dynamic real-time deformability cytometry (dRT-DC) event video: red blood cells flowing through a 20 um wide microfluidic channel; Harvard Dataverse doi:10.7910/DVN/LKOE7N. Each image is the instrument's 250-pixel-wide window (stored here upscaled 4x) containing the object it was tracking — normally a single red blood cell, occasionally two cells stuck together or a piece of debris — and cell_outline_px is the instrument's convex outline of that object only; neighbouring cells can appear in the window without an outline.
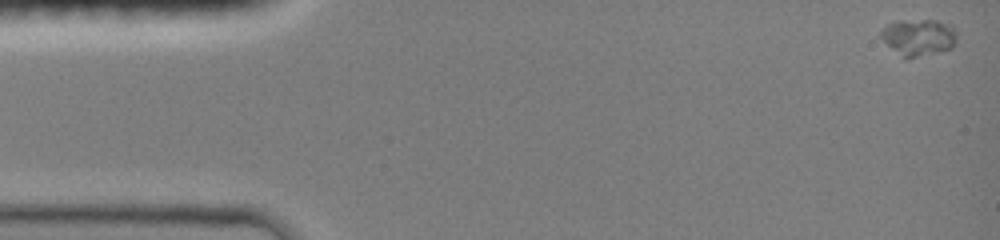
{"species": "common noctule bat (a hibernating species)", "species_latin": "Nyctalus noctula", "temperature_condition": "room temperature", "stored_images_in_passage": 10, "camera_frame_rate_fps": 3000, "um_per_image_px": 0.085, "animal": {"sex": "female", "body_mass_g": 19.0, "forearm_length_mm": 51.5}, "frame": {"image": 1, "passage_image": 1, "time_ms": 0.0, "image_size_px": [1000, 240], "cell_outline_px": [[956, 44], [952, 48], [916, 56], [904, 56], [892, 48], [880, 36], [880, 32], [888, 24], [900, 20], [936, 20], [952, 24], [956, 32]], "centroid_in_image_um": [78.14, 3.11], "position_along_channel_um": 6.9, "area_um2": 15.78}}
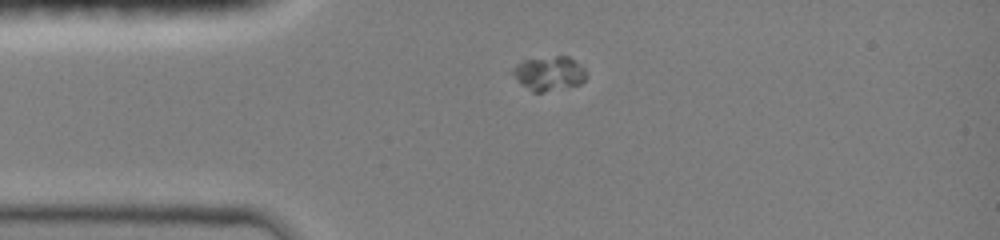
{"frame": {"image": 2, "passage_image": 9, "time_ms": 2.667, "image_size_px": [1000, 240], "cell_outline_px": [[584, 80], [580, 84], [544, 92], [532, 92], [520, 84], [516, 80], [512, 72], [512, 68], [520, 60], [556, 56], [568, 56], [584, 68]], "centroid_in_image_um": [46.61, 6.24], "position_along_channel_um": 38.4, "area_um2": 14.62}}